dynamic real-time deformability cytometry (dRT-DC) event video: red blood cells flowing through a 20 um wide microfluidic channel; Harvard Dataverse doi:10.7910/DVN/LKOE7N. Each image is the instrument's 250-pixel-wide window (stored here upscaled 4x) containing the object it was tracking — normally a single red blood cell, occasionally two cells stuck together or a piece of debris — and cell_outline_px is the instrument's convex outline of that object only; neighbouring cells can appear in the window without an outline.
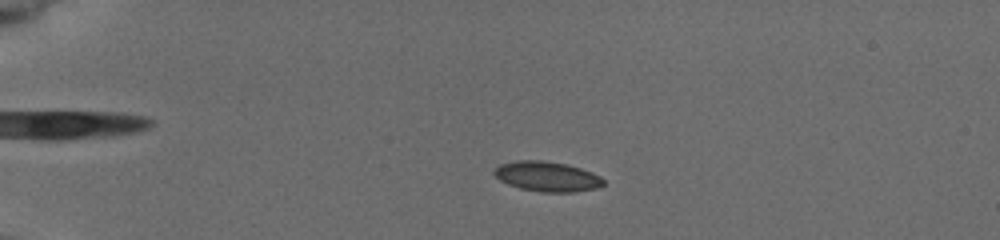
{"species": "common noctule bat (a hibernating species)", "species_latin": "Nyctalus noctula", "temperature_condition": "cold", "stored_images_in_passage": 7, "camera_frame_rate_fps": 3000, "um_per_image_px": 0.085, "animal": {"sex": "female", "body_mass_g": 19.5, "forearm_length_mm": 54.1}, "frame": {"image": 1, "passage_image": 2, "time_ms": 1.333, "image_size_px": [1000, 240], "cell_outline_px": [[604, 184], [600, 188], [572, 192], [540, 192], [520, 188], [508, 184], [500, 180], [492, 172], [500, 164], [516, 160], [544, 160], [568, 164], [592, 172], [600, 176], [604, 180]], "centroid_in_image_um": [46.52, 15.0], "position_along_channel_um": 38.5, "area_um2": 19.25}}
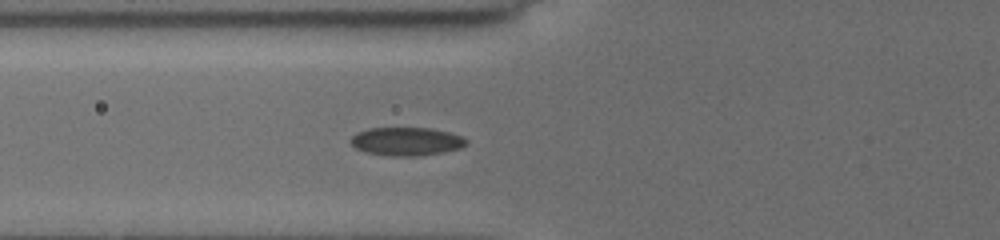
{"frame": {"image": 2, "passage_image": 4, "time_ms": 4.333, "image_size_px": [1000, 240], "cell_outline_px": [[468, 144], [460, 148], [444, 152], [416, 156], [388, 156], [364, 152], [356, 148], [348, 140], [356, 132], [368, 128], [428, 128], [448, 132], [464, 136], [468, 140]], "centroid_in_image_um": [34.54, 12.02], "position_along_channel_um": 91.3, "area_um2": 19.31}}
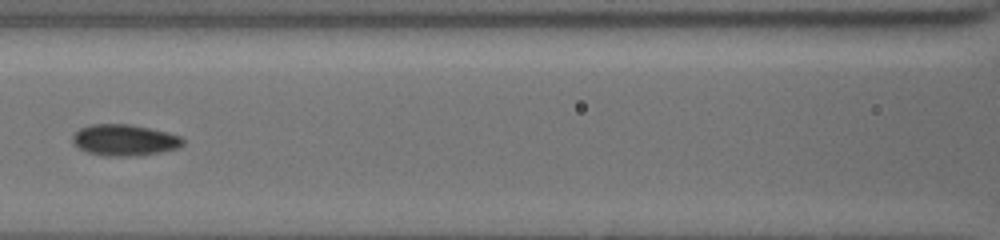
{"frame": {"image": 3, "passage_image": 6, "time_ms": 6.0, "image_size_px": [1000, 240], "cell_outline_px": [[184, 144], [180, 148], [144, 156], [100, 156], [88, 152], [72, 144], [72, 136], [80, 128], [92, 124], [128, 124], [148, 128], [180, 136], [184, 140]], "centroid_in_image_um": [10.58, 11.93], "position_along_channel_um": 156.0, "area_um2": 20.29}}